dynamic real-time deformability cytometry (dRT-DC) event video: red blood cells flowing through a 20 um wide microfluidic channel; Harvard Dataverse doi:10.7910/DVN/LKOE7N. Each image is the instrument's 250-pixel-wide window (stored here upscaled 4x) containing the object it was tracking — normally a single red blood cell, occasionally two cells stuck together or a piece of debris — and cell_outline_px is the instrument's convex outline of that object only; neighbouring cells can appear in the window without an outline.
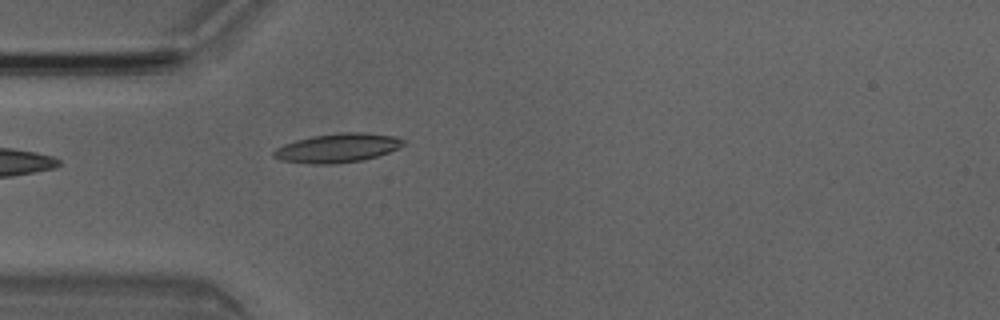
{"species": "Egyptian fruit bat (a non-hibernating species)", "species_latin": "Rousettus aegyptiacus", "temperature_condition": "room temperature", "stored_images_in_passage": 1, "camera_frame_rate_fps": 3000, "um_per_image_px": 0.085, "animal": {"sex": "male"}, "frame": {"image": 1, "passage_image": 1, "time_ms": 0.0, "image_size_px": [1000, 320], "cell_outline_px": [[404, 144], [400, 148], [376, 156], [360, 160], [332, 164], [312, 164], [280, 160], [272, 156], [272, 152], [276, 148], [284, 144], [296, 140], [312, 136], [340, 132], [364, 132], [396, 136], [404, 140]], "centroid_in_image_um": [28.68, 12.57], "position_along_channel_um": 56.3, "area_um2": 21.91}}